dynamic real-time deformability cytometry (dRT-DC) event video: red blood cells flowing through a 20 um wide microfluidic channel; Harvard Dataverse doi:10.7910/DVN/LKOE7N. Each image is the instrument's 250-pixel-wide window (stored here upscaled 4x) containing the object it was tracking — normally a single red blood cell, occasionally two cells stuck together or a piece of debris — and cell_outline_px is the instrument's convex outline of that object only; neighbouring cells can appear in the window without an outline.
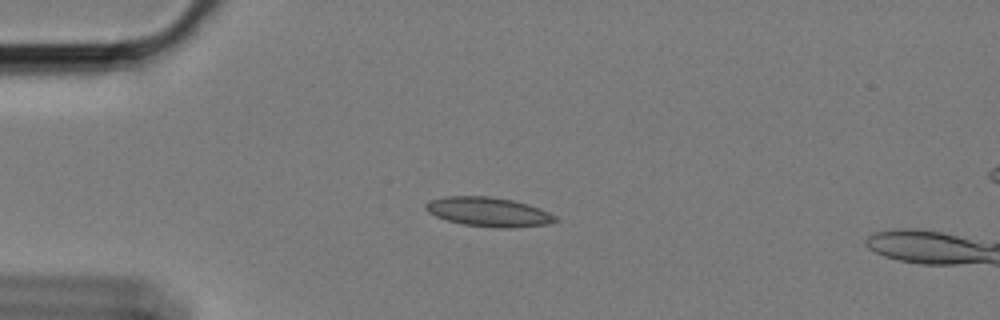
{"species": "Egyptian fruit bat (a non-hibernating species)", "species_latin": "Rousettus aegyptiacus", "temperature_condition": "cold", "stored_images_in_passage": 45, "camera_frame_rate_fps": 3000, "um_per_image_px": 0.085, "animal": {"sex": "female"}, "frame": {"image": 1, "passage_image": 1, "time_ms": 0.0, "image_size_px": [1000, 320], "cell_outline_px": [[560, 220], [548, 224], [508, 228], [496, 228], [464, 224], [448, 220], [436, 216], [428, 212], [424, 208], [424, 204], [428, 200], [448, 196], [488, 196], [512, 200], [528, 204], [540, 208], [556, 216]], "centroid_in_image_um": [41.53, 18.01], "position_along_channel_um": 43.5, "area_um2": 22.14}}
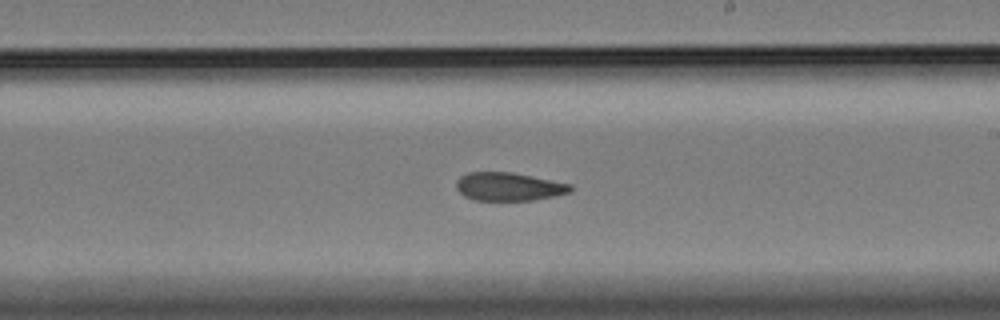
{"frame": {"image": 2, "passage_image": 21, "time_ms": 6.667, "image_size_px": [1000, 320], "cell_outline_px": [[572, 192], [532, 200], [472, 200], [464, 196], [456, 188], [456, 180], [460, 176], [468, 172], [512, 172], [572, 184]], "centroid_in_image_um": [43.22, 15.86], "position_along_channel_um": 245.8, "area_um2": 18.84}}
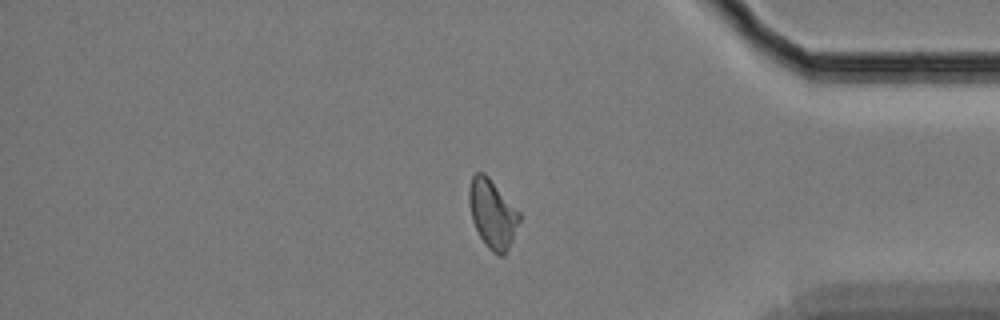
{"frame": {"image": 3, "passage_image": 36, "time_ms": 11.667, "image_size_px": [1000, 320], "cell_outline_px": [[520, 220], [512, 240], [504, 256], [500, 256], [492, 252], [488, 248], [480, 236], [472, 220], [468, 200], [468, 188], [472, 176], [476, 172], [484, 172], [488, 176], [520, 212]], "centroid_in_image_um": [41.84, 18.16], "position_along_channel_um": 393.4, "area_um2": 20.06}, "authors_computed_cell_mechanics": {"area_um2": 19.7676, "velocity_mm_per_s": 3.3772, "shape_relaxation_time_tau1_ms": 8.0502, "shape_relaxation_time_tau2_ms": 2.7346, "deformation_change_tau1": 0.1698, "deformation_change_tau2": 0.0955}}